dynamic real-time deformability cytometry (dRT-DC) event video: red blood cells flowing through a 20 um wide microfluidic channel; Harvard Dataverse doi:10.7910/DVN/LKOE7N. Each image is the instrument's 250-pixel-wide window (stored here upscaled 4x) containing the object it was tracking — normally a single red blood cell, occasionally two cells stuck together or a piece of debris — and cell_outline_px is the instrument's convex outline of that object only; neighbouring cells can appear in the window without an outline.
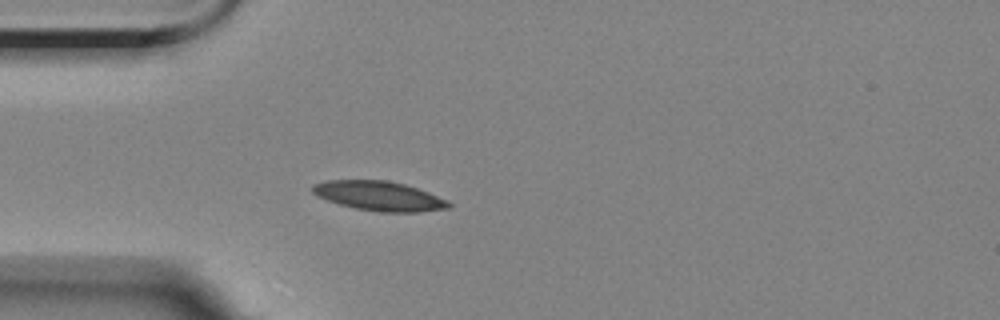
{"species": "Egyptian fruit bat (a non-hibernating species)", "species_latin": "Rousettus aegyptiacus", "temperature_condition": "room temperature", "stored_images_in_passage": 3, "camera_frame_rate_fps": 3000, "um_per_image_px": 0.085, "animal": {"sex": "female"}, "frame": {"image": 1, "passage_image": 3, "time_ms": 3.667, "image_size_px": [1000, 320], "cell_outline_px": [[452, 208], [420, 212], [380, 212], [356, 208], [340, 204], [316, 196], [312, 192], [312, 184], [328, 180], [388, 180], [404, 184], [428, 192], [448, 200], [452, 204]], "centroid_in_image_um": [32.25, 16.66], "position_along_channel_um": 52.7, "area_um2": 23.47}}